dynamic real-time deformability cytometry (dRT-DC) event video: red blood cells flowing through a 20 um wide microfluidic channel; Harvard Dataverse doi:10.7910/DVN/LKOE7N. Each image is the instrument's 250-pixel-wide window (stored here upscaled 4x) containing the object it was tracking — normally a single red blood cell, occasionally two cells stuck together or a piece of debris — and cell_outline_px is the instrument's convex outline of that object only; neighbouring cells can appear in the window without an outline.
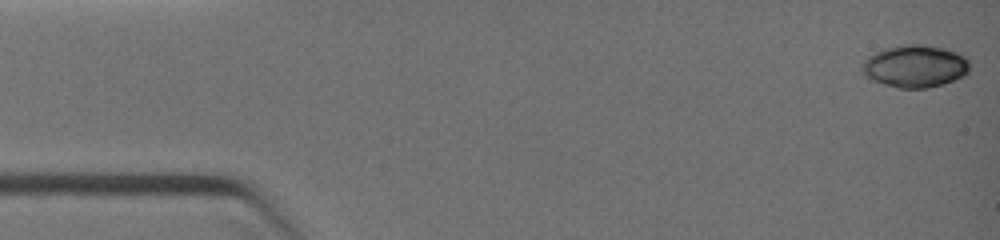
{"species": "common noctule bat (a hibernating species)", "species_latin": "Nyctalus noctula", "temperature_condition": "warm", "stored_images_in_passage": 7, "camera_frame_rate_fps": 3000, "um_per_image_px": 0.085, "animal": {"sex": "female", "body_mass_g": 19.0, "forearm_length_mm": 51.5}, "frame": {"image": 1, "passage_image": 1, "time_ms": 0.0, "image_size_px": [1000, 240], "cell_outline_px": [[968, 72], [964, 76], [944, 84], [928, 88], [900, 88], [868, 80], [860, 72], [860, 64], [868, 56], [884, 48], [904, 44], [924, 44], [944, 48], [956, 52], [964, 56], [968, 60]], "centroid_in_image_um": [77.72, 5.63], "position_along_channel_um": 7.3, "area_um2": 26.99}}
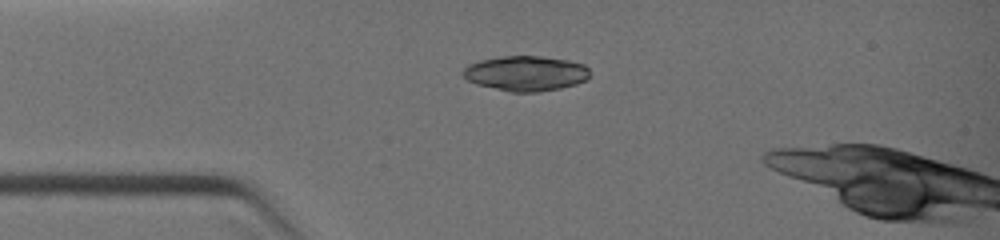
{"frame": {"image": 2, "passage_image": 5, "time_ms": 2.667, "image_size_px": [1000, 240], "cell_outline_px": [[588, 76], [584, 80], [576, 84], [560, 88], [536, 92], [508, 92], [476, 84], [468, 80], [464, 76], [464, 68], [468, 64], [480, 60], [500, 56], [540, 56], [568, 60], [584, 64], [588, 68]], "centroid_in_image_um": [44.67, 6.23], "position_along_channel_um": 40.3, "area_um2": 25.84}}